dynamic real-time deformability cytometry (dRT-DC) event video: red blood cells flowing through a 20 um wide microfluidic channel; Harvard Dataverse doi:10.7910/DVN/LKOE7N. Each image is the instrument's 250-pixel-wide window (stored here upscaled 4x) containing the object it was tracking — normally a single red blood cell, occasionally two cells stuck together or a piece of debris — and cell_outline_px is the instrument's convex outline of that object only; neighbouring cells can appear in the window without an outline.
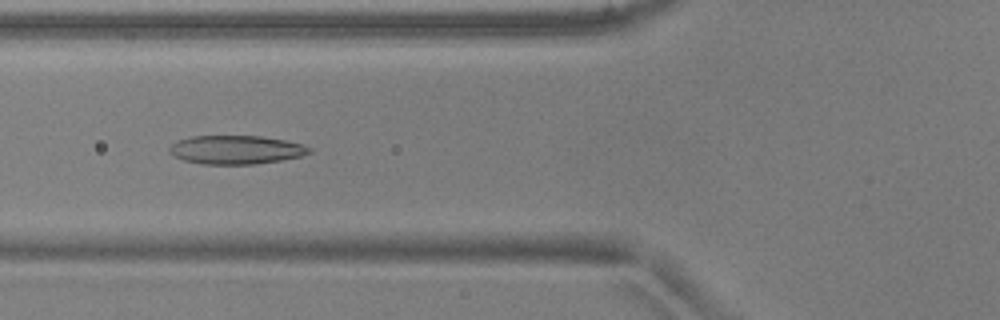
{"species": "common noctule bat (a hibernating species)", "species_latin": "Nyctalus noctula", "temperature_condition": "warm", "stored_images_in_passage": 52, "camera_frame_rate_fps": 3000, "um_per_image_px": 0.085, "animal": {"sex": "male", "body_mass_g": 17.9, "forearm_length_mm": 54.2}, "frame": {"image": 1, "passage_image": 20, "time_ms": 6.333, "image_size_px": [1000, 320], "cell_outline_px": [[312, 152], [300, 156], [280, 160], [256, 164], [204, 164], [184, 160], [168, 152], [168, 148], [176, 140], [192, 136], [260, 136], [284, 140], [300, 144], [312, 148]], "centroid_in_image_um": [20.04, 12.72], "position_along_channel_um": 105.8, "area_um2": 23.24}}
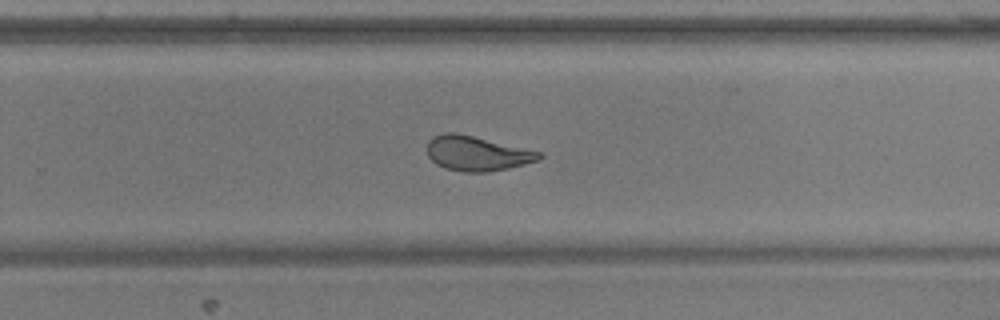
{"frame": {"image": 2, "passage_image": 34, "time_ms": 11.0, "image_size_px": [1000, 320], "cell_outline_px": [[544, 156], [536, 160], [524, 164], [508, 168], [488, 172], [464, 172], [444, 168], [436, 164], [428, 156], [428, 140], [432, 136], [444, 132], [456, 132], [540, 152]], "centroid_in_image_um": [40.48, 13.04], "position_along_channel_um": 289.3, "area_um2": 22.48}}
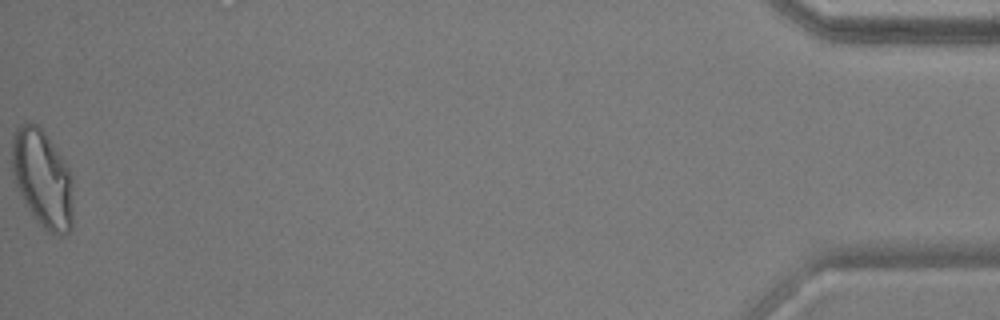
{"frame": {"image": 3, "passage_image": 52, "time_ms": 17.0, "image_size_px": [1000, 320], "cell_outline_px": [[72, 228], [64, 236], [60, 236], [48, 232], [32, 216], [12, 180], [12, 132], [20, 124], [28, 120], [36, 124], [44, 132], [68, 168], [72, 176]], "centroid_in_image_um": [3.58, 15.19], "position_along_channel_um": 431.6, "area_um2": 35.14}, "authors_computed_cell_mechanics": {"area_um2": 24.9985, "velocity_mm_per_s": 3.9347, "shape_relaxation_time_tau1_ms": 9.0815, "shape_relaxation_time_tau2_ms": 1.8334, "deformation_change_tau1": 0.2651, "deformation_change_tau2": 0.088}}